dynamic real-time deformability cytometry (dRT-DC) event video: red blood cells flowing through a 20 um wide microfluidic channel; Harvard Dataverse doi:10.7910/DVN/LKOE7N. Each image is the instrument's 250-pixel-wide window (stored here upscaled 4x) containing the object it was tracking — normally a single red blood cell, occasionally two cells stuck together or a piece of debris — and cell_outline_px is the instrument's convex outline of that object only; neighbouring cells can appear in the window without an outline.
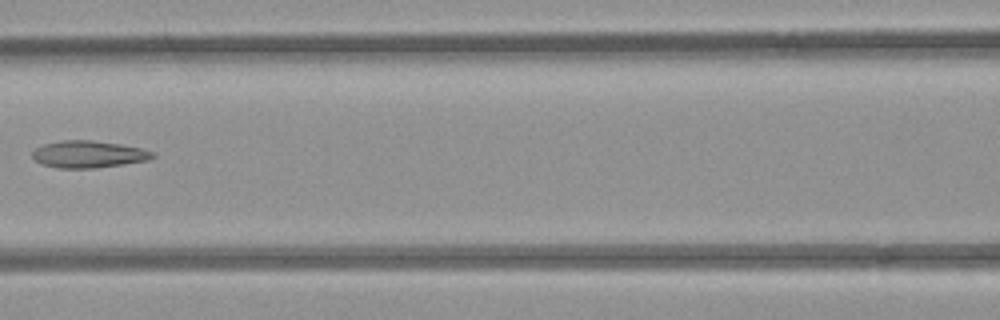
{"species": "common noctule bat (a hibernating species)", "species_latin": "Nyctalus noctula", "temperature_condition": "room temperature", "stored_images_in_passage": 8, "camera_frame_rate_fps": 3000, "um_per_image_px": 0.085, "animal": {"sex": "female", "body_mass_g": 21.9}, "frame": {"image": 1, "passage_image": 7, "time_ms": 7.0, "image_size_px": [1000, 320], "cell_outline_px": [[156, 156], [148, 160], [124, 164], [96, 168], [56, 168], [44, 164], [36, 160], [32, 156], [32, 152], [36, 148], [44, 144], [64, 140], [92, 140], [120, 144], [140, 148], [156, 152]], "centroid_in_image_um": [7.56, 13.11], "position_along_channel_um": 159.0, "area_um2": 18.9}}
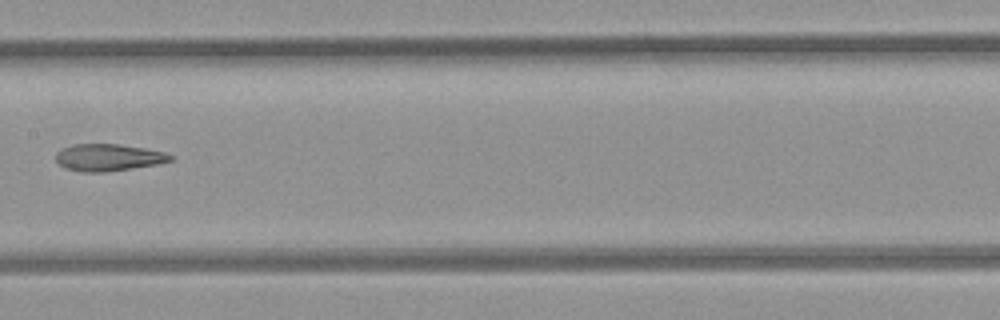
{"frame": {"image": 2, "passage_image": 8, "time_ms": 8.0, "image_size_px": [1000, 320], "cell_outline_px": [[172, 160], [156, 164], [132, 168], [104, 172], [80, 172], [64, 168], [56, 160], [56, 152], [64, 148], [76, 144], [116, 144], [144, 148], [164, 152], [172, 156]], "centroid_in_image_um": [9.18, 13.39], "position_along_channel_um": 198.2, "area_um2": 17.8}}